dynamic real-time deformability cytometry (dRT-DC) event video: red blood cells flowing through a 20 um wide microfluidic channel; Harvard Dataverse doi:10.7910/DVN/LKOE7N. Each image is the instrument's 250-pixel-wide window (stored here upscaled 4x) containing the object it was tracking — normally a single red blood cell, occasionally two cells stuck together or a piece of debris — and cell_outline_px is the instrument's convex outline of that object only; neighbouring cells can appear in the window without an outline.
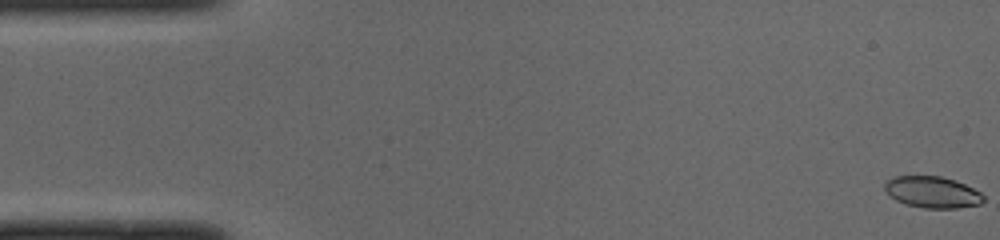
{"species": "common noctule bat (a hibernating species)", "species_latin": "Nyctalus noctula", "temperature_condition": "cold", "stored_images_in_passage": 15, "camera_frame_rate_fps": 3000, "um_per_image_px": 0.085, "animal": {"sex": "male", "body_mass_g": 19.0, "forearm_length_mm": 50.8}, "frame": {"image": 1, "passage_image": 1, "time_ms": 0.0, "image_size_px": [1000, 240], "cell_outline_px": [[984, 200], [980, 204], [956, 208], [924, 208], [904, 204], [896, 200], [884, 188], [884, 184], [888, 180], [896, 176], [940, 176], [956, 180], [980, 192], [984, 196]], "centroid_in_image_um": [79.26, 16.33], "position_along_channel_um": 5.7, "area_um2": 17.98}}